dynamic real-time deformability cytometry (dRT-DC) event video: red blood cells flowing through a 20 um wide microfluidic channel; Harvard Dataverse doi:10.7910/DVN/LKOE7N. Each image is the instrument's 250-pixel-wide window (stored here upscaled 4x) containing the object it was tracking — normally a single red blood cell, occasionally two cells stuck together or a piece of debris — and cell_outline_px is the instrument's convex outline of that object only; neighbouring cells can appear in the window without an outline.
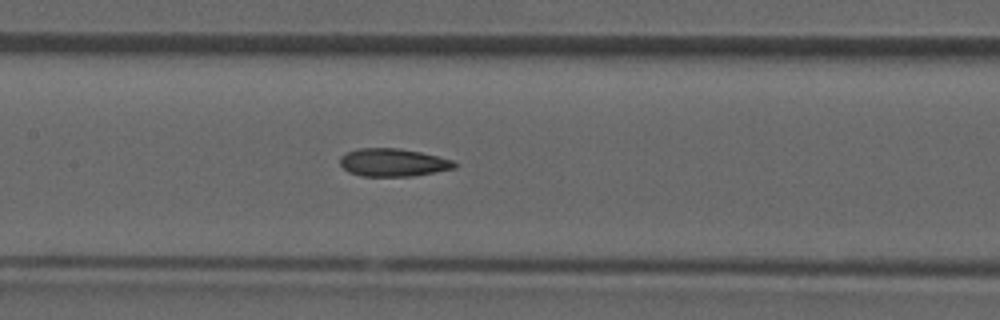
{"species": "common noctule bat (a hibernating species)", "species_latin": "Nyctalus noctula", "temperature_condition": "room temperature", "stored_images_in_passage": 28, "camera_frame_rate_fps": 3000, "um_per_image_px": 0.085, "animal": {"sex": "male", "forearm_length_mm": 52.5}, "frame": {"image": 1, "passage_image": 9, "time_ms": 2.667, "image_size_px": [1000, 320], "cell_outline_px": [[460, 164], [456, 168], [412, 176], [360, 176], [348, 172], [340, 164], [340, 156], [348, 152], [360, 148], [400, 148], [420, 152], [452, 160]], "centroid_in_image_um": [33.42, 13.81], "position_along_channel_um": 174.0, "area_um2": 18.61}}